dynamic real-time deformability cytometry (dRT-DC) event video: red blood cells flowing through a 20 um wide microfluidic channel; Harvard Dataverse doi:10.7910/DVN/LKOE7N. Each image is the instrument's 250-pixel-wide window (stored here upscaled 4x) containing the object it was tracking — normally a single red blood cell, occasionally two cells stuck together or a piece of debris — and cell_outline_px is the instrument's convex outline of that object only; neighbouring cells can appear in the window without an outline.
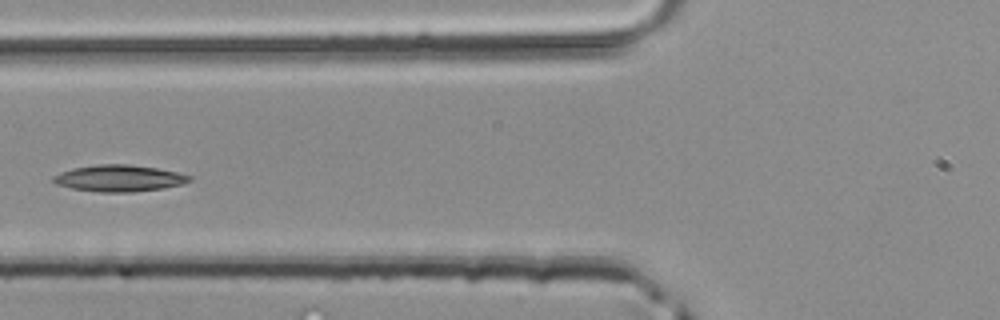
{"species": "common noctule bat (a hibernating species)", "species_latin": "Nyctalus noctula", "temperature_condition": "room temperature", "stored_images_in_passage": 4, "camera_frame_rate_fps": 3000, "um_per_image_px": 0.085, "animal": {"sex": "male", "body_mass_g": 20.4}, "frame": {"image": 1, "passage_image": 4, "time_ms": 1.0, "image_size_px": [1000, 320], "cell_outline_px": [[192, 180], [180, 184], [164, 188], [132, 192], [96, 192], [72, 188], [56, 184], [52, 180], [52, 176], [60, 172], [72, 168], [100, 164], [128, 164], [156, 168], [176, 172], [192, 176]], "centroid_in_image_um": [10.1, 15.15], "position_along_channel_um": 115.7, "area_um2": 21.04}}